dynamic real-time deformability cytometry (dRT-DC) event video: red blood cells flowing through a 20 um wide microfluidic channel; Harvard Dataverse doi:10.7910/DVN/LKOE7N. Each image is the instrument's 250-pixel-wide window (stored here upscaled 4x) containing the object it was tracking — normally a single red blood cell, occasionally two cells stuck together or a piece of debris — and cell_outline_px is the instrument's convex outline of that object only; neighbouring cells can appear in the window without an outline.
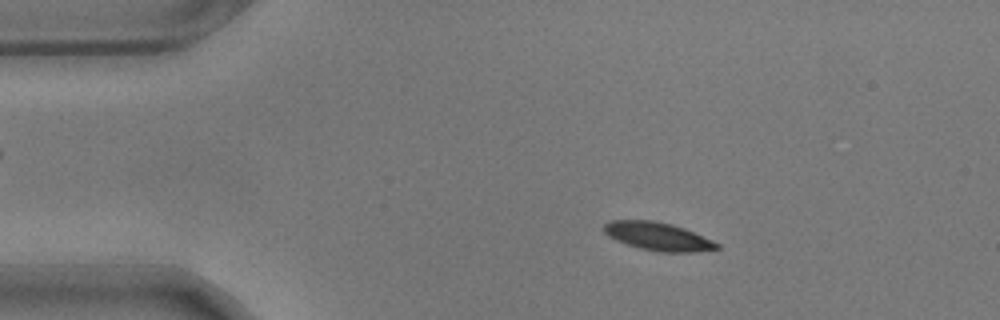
{"species": "common noctule bat (a hibernating species)", "species_latin": "Nyctalus noctula", "temperature_condition": "warm", "stored_images_in_passage": 56, "camera_frame_rate_fps": 3000, "um_per_image_px": 0.085, "animal": {"sex": "male", "body_mass_g": 17.9}, "frame": {"image": 1, "passage_image": 9, "time_ms": 2.667, "image_size_px": [1000, 320], "cell_outline_px": [[720, 248], [696, 252], [656, 252], [640, 248], [616, 240], [608, 236], [604, 232], [604, 224], [608, 220], [652, 220], [672, 224], [684, 228], [712, 240], [720, 244]], "centroid_in_image_um": [55.92, 20.09], "position_along_channel_um": 29.1, "area_um2": 18.55}}
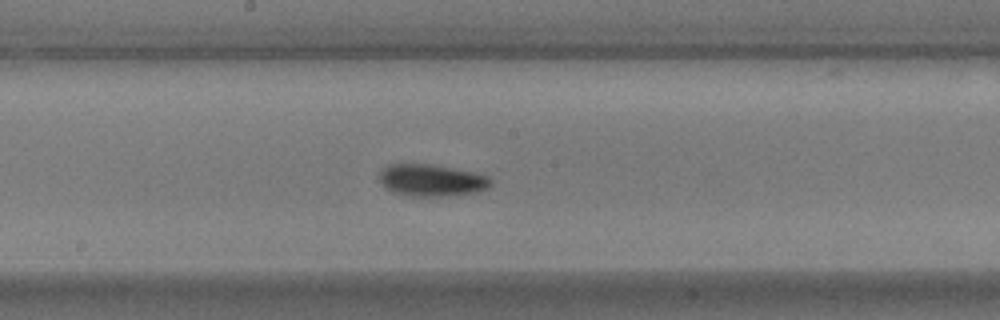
{"frame": {"image": 2, "passage_image": 29, "time_ms": 9.333, "image_size_px": [1000, 320], "cell_outline_px": [[492, 184], [488, 188], [476, 192], [440, 196], [408, 196], [392, 192], [380, 180], [380, 172], [388, 164], [432, 164], [472, 172], [488, 176], [492, 180]], "centroid_in_image_um": [36.69, 15.32], "position_along_channel_um": 211.5, "area_um2": 20.52}}
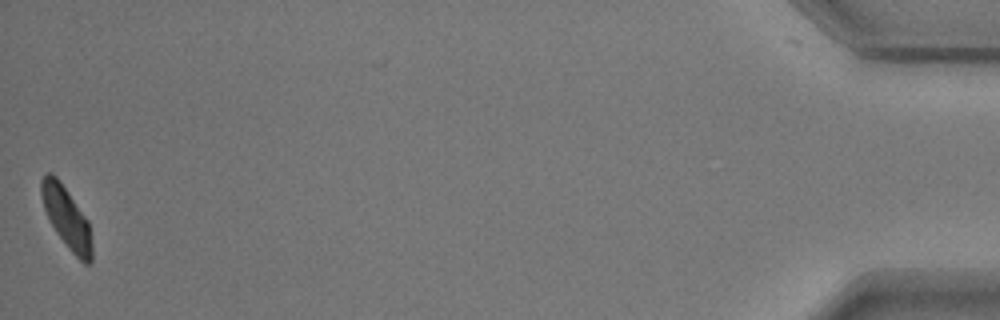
{"frame": {"image": 3, "passage_image": 56, "time_ms": 18.333, "image_size_px": [1000, 320], "cell_outline_px": [[92, 260], [88, 264], [84, 264], [72, 252], [56, 232], [48, 220], [44, 208], [40, 192], [40, 180], [48, 172], [52, 172], [60, 180], [88, 220], [92, 248]], "centroid_in_image_um": [5.64, 18.47], "position_along_channel_um": 429.6, "area_um2": 18.03}, "authors_computed_cell_mechanics": {"area_um2": 18.9006, "velocity_mm_per_s": 3.5048, "shape_relaxation_time_tau1_ms": 2.801, "shape_relaxation_time_tau2_ms": null, "deformation_change_tau1": 0.092, "deformation_change_tau2": null}}